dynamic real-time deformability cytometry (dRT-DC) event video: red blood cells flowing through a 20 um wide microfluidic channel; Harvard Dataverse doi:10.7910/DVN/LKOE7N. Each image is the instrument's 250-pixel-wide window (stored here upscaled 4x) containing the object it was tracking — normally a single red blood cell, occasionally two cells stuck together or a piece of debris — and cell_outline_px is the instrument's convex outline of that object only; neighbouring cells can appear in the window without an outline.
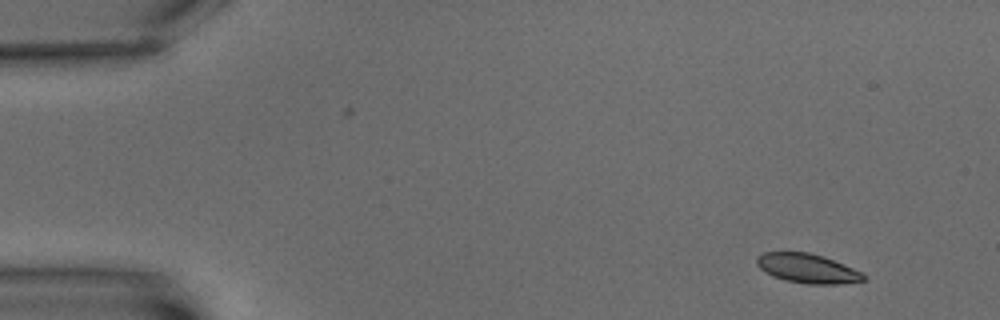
{"species": "common noctule bat (a hibernating species)", "species_latin": "Nyctalus noctula", "temperature_condition": "warm", "stored_images_in_passage": 5, "camera_frame_rate_fps": 3000, "um_per_image_px": 0.085, "animal": {"sex": "male", "body_mass_g": 15.6}, "frame": {"image": 1, "passage_image": 1, "time_ms": 0.0, "image_size_px": [1000, 320], "cell_outline_px": [[868, 280], [840, 284], [808, 284], [784, 280], [772, 276], [764, 272], [756, 264], [756, 256], [764, 252], [808, 252], [824, 256], [844, 264], [868, 276]], "centroid_in_image_um": [68.63, 22.82], "position_along_channel_um": 16.4, "area_um2": 18.5}}
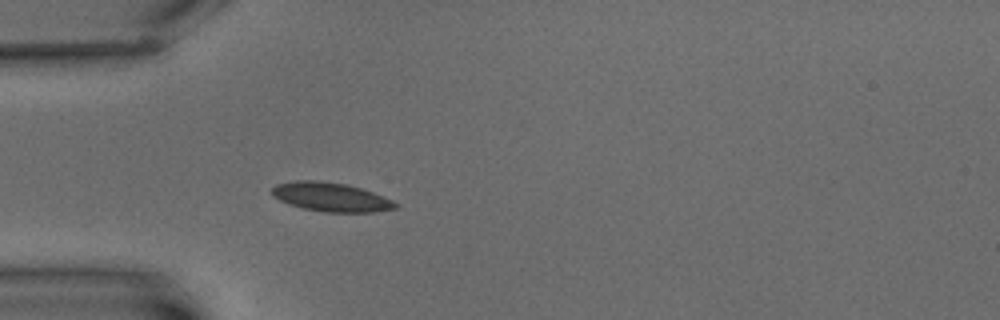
{"frame": {"image": 2, "passage_image": 5, "time_ms": 4.667, "image_size_px": [1000, 320], "cell_outline_px": [[400, 208], [372, 212], [324, 212], [304, 208], [288, 204], [272, 196], [272, 188], [276, 184], [296, 180], [320, 180], [348, 184], [372, 192], [392, 200], [400, 204]], "centroid_in_image_um": [28.14, 16.74], "position_along_channel_um": 56.9, "area_um2": 20.98}}